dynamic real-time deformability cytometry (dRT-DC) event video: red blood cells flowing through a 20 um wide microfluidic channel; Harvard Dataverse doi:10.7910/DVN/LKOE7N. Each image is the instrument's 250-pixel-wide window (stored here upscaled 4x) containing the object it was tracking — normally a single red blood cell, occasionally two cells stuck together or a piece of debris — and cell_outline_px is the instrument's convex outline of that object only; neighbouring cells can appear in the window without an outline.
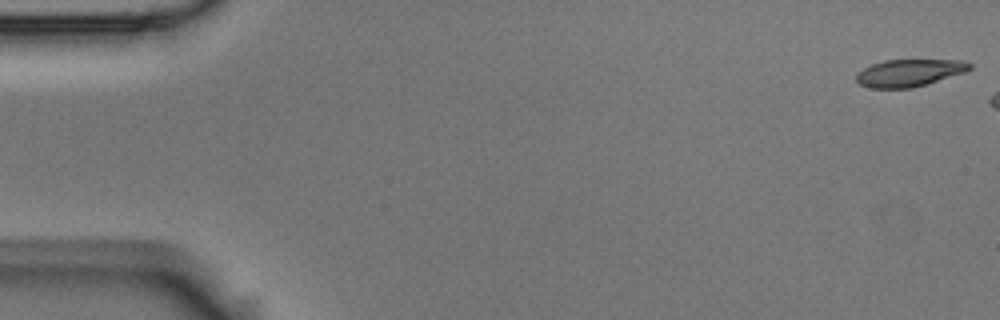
{"species": "Egyptian fruit bat (a non-hibernating species)", "species_latin": "Rousettus aegyptiacus", "temperature_condition": "room temperature", "stored_images_in_passage": 7, "camera_frame_rate_fps": 3000, "um_per_image_px": 0.085, "animal": {"sex": "male"}, "frame": {"image": 1, "passage_image": 1, "time_ms": 0.0, "image_size_px": [1000, 320], "cell_outline_px": [[972, 68], [964, 72], [912, 88], [872, 88], [860, 84], [856, 80], [856, 76], [864, 68], [872, 64], [884, 60], [964, 60], [972, 64]], "centroid_in_image_um": [77.3, 6.18], "position_along_channel_um": 7.7, "area_um2": 17.74}}